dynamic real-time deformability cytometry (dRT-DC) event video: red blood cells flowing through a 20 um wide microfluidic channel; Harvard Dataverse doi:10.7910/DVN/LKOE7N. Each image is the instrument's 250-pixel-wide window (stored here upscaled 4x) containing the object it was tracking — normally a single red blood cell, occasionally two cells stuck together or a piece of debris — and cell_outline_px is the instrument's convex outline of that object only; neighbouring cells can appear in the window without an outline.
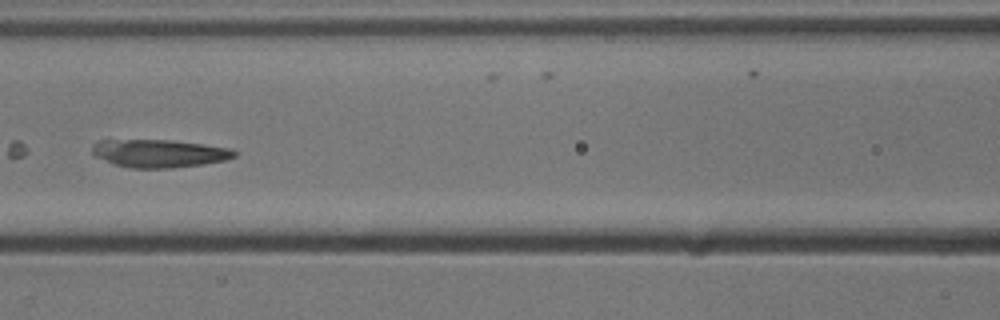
{"species": "common noctule bat (a hibernating species)", "species_latin": "Nyctalus noctula", "temperature_condition": "cold", "stored_images_in_passage": 26, "camera_frame_rate_fps": 3000, "um_per_image_px": 0.085, "animal": {"sex": "male", "body_mass_g": 13.3}, "frame": {"image": 1, "passage_image": 8, "time_ms": 2.333, "image_size_px": [1000, 320], "cell_outline_px": [[236, 156], [224, 160], [204, 164], [168, 168], [132, 168], [112, 164], [92, 156], [92, 144], [100, 140], [168, 140], [204, 144], [232, 148], [236, 152]], "centroid_in_image_um": [13.49, 13.04], "position_along_channel_um": 153.1, "area_um2": 23.29}}